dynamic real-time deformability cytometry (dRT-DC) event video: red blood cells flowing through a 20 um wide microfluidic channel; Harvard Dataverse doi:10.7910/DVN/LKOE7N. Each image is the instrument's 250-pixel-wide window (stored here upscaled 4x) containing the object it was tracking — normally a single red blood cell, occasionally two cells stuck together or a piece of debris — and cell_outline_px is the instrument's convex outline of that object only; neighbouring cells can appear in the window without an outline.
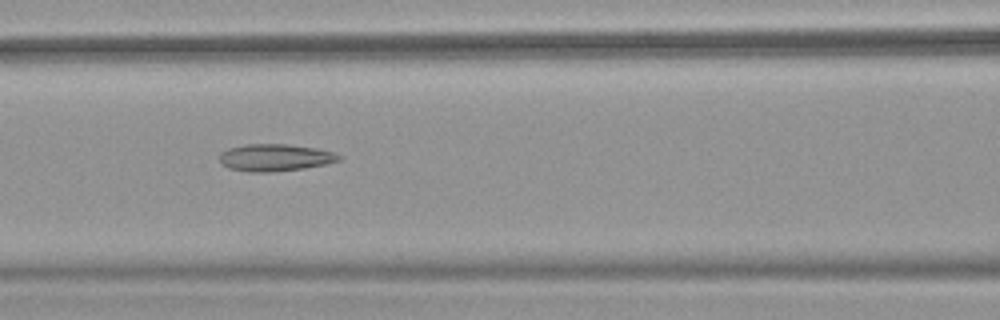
{"species": "common noctule bat (a hibernating species)", "species_latin": "Nyctalus noctula", "temperature_condition": "warm", "stored_images_in_passage": 40, "camera_frame_rate_fps": 3000, "um_per_image_px": 0.085, "animal": {"sex": "female", "body_mass_g": 18.4}, "frame": {"image": 1, "passage_image": 12, "time_ms": 3.667, "image_size_px": [1000, 320], "cell_outline_px": [[344, 156], [340, 160], [324, 164], [304, 168], [268, 172], [248, 172], [228, 168], [220, 164], [220, 152], [228, 148], [244, 144], [288, 144], [316, 148], [332, 152]], "centroid_in_image_um": [23.34, 13.39], "position_along_channel_um": 143.3, "area_um2": 18.96}}
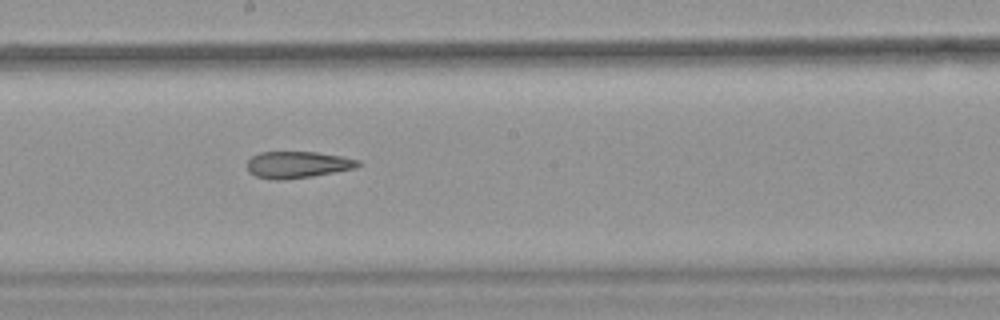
{"frame": {"image": 2, "passage_image": 18, "time_ms": 5.667, "image_size_px": [1000, 320], "cell_outline_px": [[360, 164], [356, 168], [312, 176], [284, 180], [276, 180], [256, 176], [248, 172], [248, 160], [252, 156], [260, 152], [316, 152], [340, 156], [360, 160]], "centroid_in_image_um": [25.28, 14.0], "position_along_channel_um": 222.9, "area_um2": 17.17}, "authors_computed_cell_mechanics": {"area_um2": 18.6983, "velocity_mm_per_s": 4.0161, "shape_relaxation_time_tau1_ms": null, "shape_relaxation_time_tau2_ms": 4.3635, "deformation_change_tau1": null, "deformation_change_tau2": 0.1611}}